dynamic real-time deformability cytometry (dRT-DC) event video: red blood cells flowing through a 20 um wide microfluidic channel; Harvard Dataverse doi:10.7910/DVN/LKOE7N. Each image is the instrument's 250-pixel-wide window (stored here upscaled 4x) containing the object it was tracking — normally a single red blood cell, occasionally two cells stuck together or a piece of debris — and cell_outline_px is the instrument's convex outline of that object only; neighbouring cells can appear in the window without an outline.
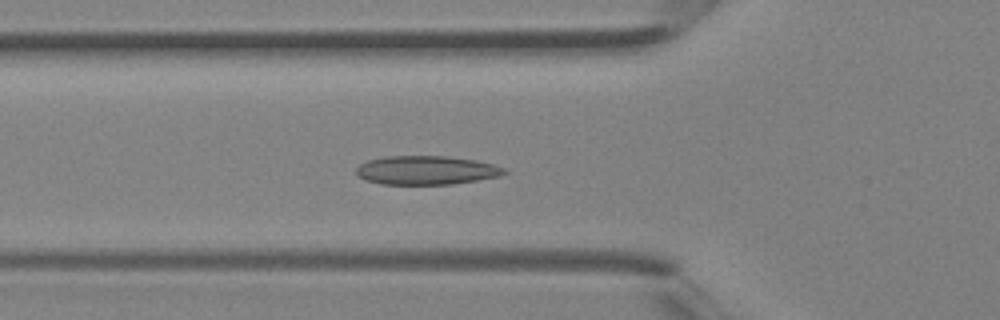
{"species": "Egyptian fruit bat (a non-hibernating species)", "species_latin": "Rousettus aegyptiacus", "temperature_condition": "room temperature", "stored_images_in_passage": 41, "segment_of_instrument_passage": [1, 2], "camera_frame_rate_fps": 3000, "um_per_image_px": 0.085, "animal": {"sex": "female"}, "frame": {"image": 1, "passage_image": 14, "time_ms": 4.333, "image_size_px": [1000, 320], "cell_outline_px": [[508, 172], [500, 176], [452, 184], [380, 184], [368, 180], [360, 176], [356, 172], [356, 168], [360, 164], [368, 160], [384, 156], [448, 156], [476, 160], [492, 164], [504, 168]], "centroid_in_image_um": [36.25, 14.46], "position_along_channel_um": 89.6, "area_um2": 24.74}}
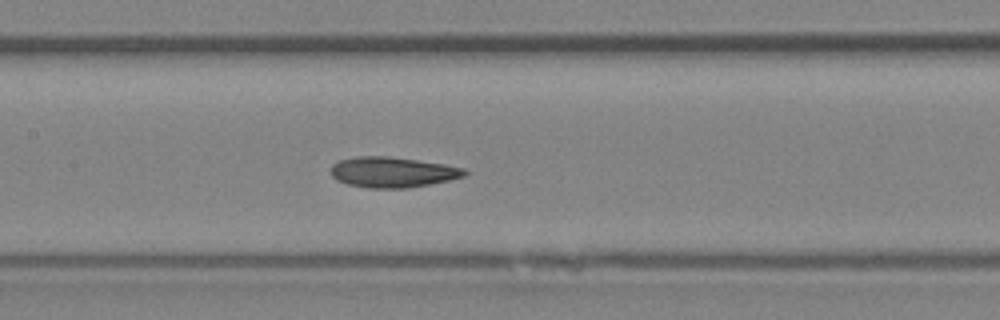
{"frame": {"image": 2, "passage_image": 19, "time_ms": 6.0, "image_size_px": [1000, 320], "cell_outline_px": [[468, 172], [464, 176], [448, 180], [408, 188], [368, 188], [348, 184], [336, 180], [332, 176], [332, 164], [340, 160], [356, 156], [388, 156], [444, 164], [464, 168]], "centroid_in_image_um": [33.35, 14.63], "position_along_channel_um": 174.1, "area_um2": 23.58}}
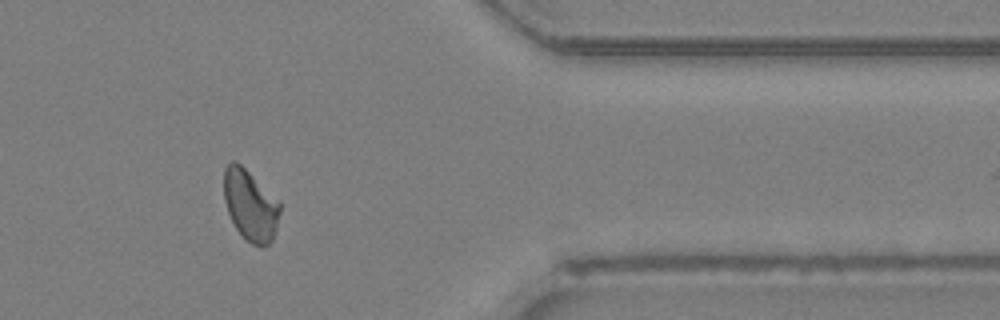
{"frame": {"image": 3, "passage_image": 33, "time_ms": 10.667, "image_size_px": [1000, 320], "cell_outline_px": [[280, 212], [276, 228], [272, 240], [268, 244], [252, 244], [236, 228], [228, 212], [224, 200], [224, 168], [232, 160], [236, 160], [280, 200]], "centroid_in_image_um": [21.28, 17.38], "position_along_channel_um": 390.1, "area_um2": 22.95}}